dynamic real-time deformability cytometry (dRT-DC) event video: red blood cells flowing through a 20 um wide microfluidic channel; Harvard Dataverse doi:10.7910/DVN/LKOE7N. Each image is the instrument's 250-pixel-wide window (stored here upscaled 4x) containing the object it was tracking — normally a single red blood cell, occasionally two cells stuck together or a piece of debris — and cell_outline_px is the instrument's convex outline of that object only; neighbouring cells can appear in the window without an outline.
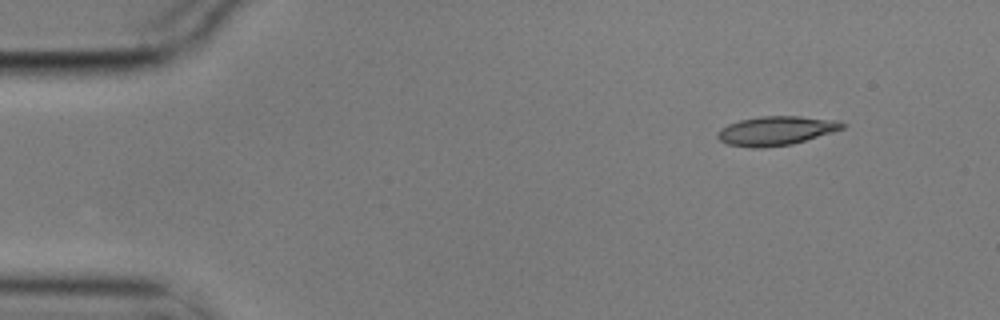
{"species": "common noctule bat (a hibernating species)", "species_latin": "Nyctalus noctula", "temperature_condition": "cold", "stored_images_in_passage": 4, "camera_frame_rate_fps": 3000, "um_per_image_px": 0.085, "animal": {"sex": "male", "body_mass_g": 17.9}, "frame": {"image": 1, "passage_image": 1, "time_ms": 0.0, "image_size_px": [1000, 320], "cell_outline_px": [[848, 124], [844, 128], [832, 132], [792, 144], [764, 148], [752, 148], [728, 144], [720, 140], [716, 136], [716, 132], [720, 128], [728, 124], [740, 120], [760, 116], [800, 116], [840, 120]], "centroid_in_image_um": [65.97, 11.1], "position_along_channel_um": 19.0, "area_um2": 21.33}}
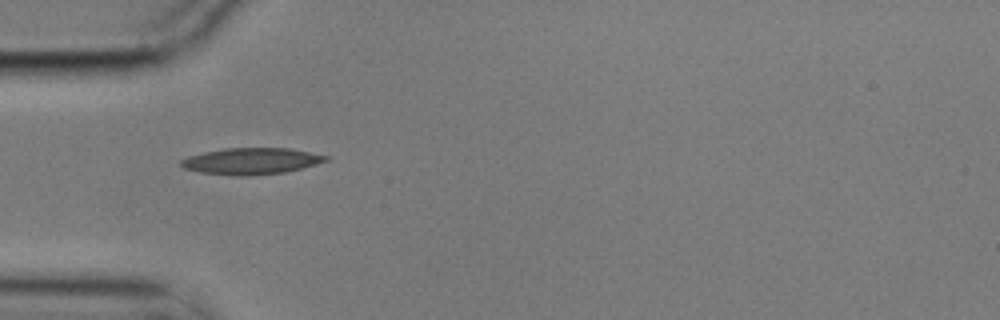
{"frame": {"image": 2, "passage_image": 4, "time_ms": 1.0, "image_size_px": [1000, 320], "cell_outline_px": [[328, 160], [316, 164], [284, 172], [248, 176], [236, 176], [200, 172], [184, 168], [180, 164], [180, 160], [188, 156], [204, 152], [224, 148], [288, 148], [328, 156]], "centroid_in_image_um": [21.31, 13.69], "position_along_channel_um": 63.7, "area_um2": 22.14}}